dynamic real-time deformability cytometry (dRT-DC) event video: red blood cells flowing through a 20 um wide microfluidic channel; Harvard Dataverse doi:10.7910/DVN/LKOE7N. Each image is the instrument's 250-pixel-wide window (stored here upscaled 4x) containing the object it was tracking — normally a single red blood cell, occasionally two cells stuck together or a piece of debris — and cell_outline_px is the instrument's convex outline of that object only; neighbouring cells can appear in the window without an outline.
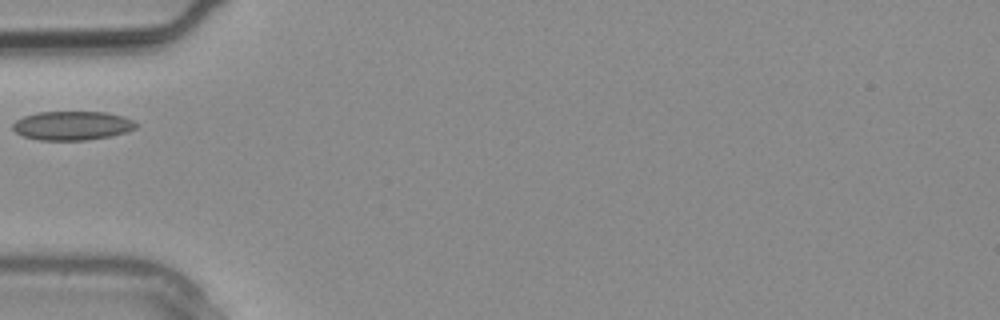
{"species": "common noctule bat (a hibernating species)", "species_latin": "Nyctalus noctula", "temperature_condition": "warm", "stored_images_in_passage": 1, "camera_frame_rate_fps": 3000, "um_per_image_px": 0.085, "animal": {"sex": "male", "body_mass_g": 20.4}, "frame": {"image": 1, "passage_image": 1, "time_ms": 0.0, "image_size_px": [1000, 320], "cell_outline_px": [[140, 124], [136, 128], [124, 132], [108, 136], [88, 140], [40, 140], [24, 136], [16, 132], [12, 128], [12, 124], [16, 120], [24, 116], [40, 112], [104, 112], [124, 116]], "centroid_in_image_um": [6.15, 10.67], "position_along_channel_um": 78.9, "area_um2": 20.69}}